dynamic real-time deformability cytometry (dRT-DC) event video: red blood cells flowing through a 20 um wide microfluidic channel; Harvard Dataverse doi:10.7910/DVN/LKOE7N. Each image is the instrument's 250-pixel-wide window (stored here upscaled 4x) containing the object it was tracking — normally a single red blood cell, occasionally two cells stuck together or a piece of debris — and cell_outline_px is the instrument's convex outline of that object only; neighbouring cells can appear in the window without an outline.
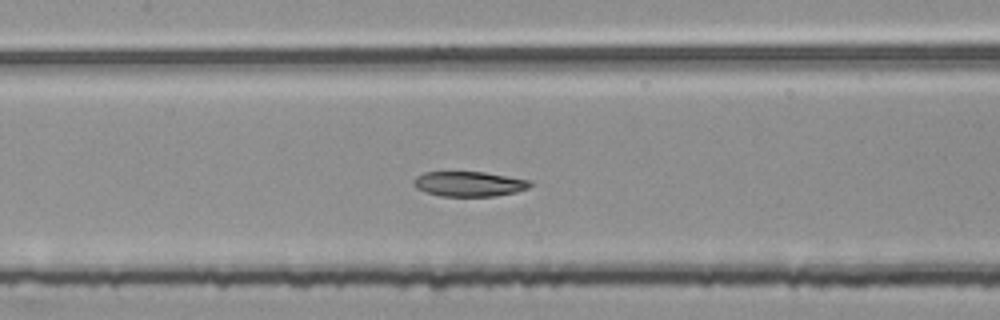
{"species": "common noctule bat (a hibernating species)", "species_latin": "Nyctalus noctula", "temperature_condition": "room temperature", "stored_images_in_passage": 52, "segment_of_instrument_passage": [2, 2], "camera_frame_rate_fps": 3000, "um_per_image_px": 0.085, "animal": {"sex": "female", "body_mass_g": 25.1}, "frame": {"image": 1, "passage_image": 25, "time_ms": 8.0, "image_size_px": [1000, 320], "cell_outline_px": [[532, 184], [528, 188], [516, 192], [496, 196], [440, 196], [416, 188], [412, 184], [412, 180], [416, 176], [424, 172], [484, 172], [532, 180]], "centroid_in_image_um": [39.88, 15.63], "position_along_channel_um": 167.5, "area_um2": 17.05}}
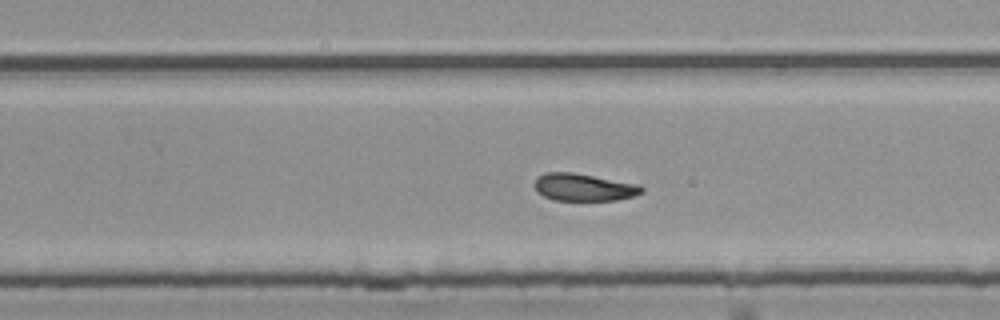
{"frame": {"image": 2, "passage_image": 34, "time_ms": 11.0, "image_size_px": [1000, 320], "cell_outline_px": [[644, 192], [632, 196], [616, 200], [552, 200], [536, 192], [536, 180], [544, 172], [572, 172], [640, 184], [644, 188]], "centroid_in_image_um": [49.65, 15.92], "position_along_channel_um": 280.2, "area_um2": 17.05}}
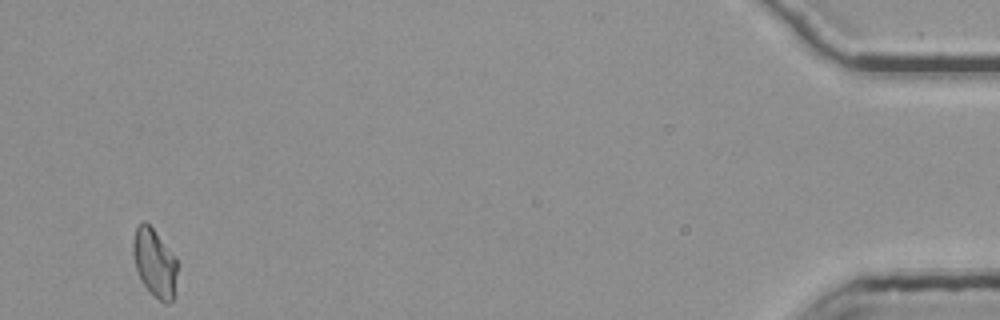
{"frame": {"image": 3, "passage_image": 52, "time_ms": 17.0, "image_size_px": [1000, 320], "cell_outline_px": [[176, 272], [172, 300], [168, 304], [164, 304], [144, 284], [136, 268], [132, 252], [132, 244], [136, 228], [144, 220], [152, 228], [176, 256]], "centroid_in_image_um": [13.13, 22.3], "position_along_channel_um": 422.1, "area_um2": 17.05}}